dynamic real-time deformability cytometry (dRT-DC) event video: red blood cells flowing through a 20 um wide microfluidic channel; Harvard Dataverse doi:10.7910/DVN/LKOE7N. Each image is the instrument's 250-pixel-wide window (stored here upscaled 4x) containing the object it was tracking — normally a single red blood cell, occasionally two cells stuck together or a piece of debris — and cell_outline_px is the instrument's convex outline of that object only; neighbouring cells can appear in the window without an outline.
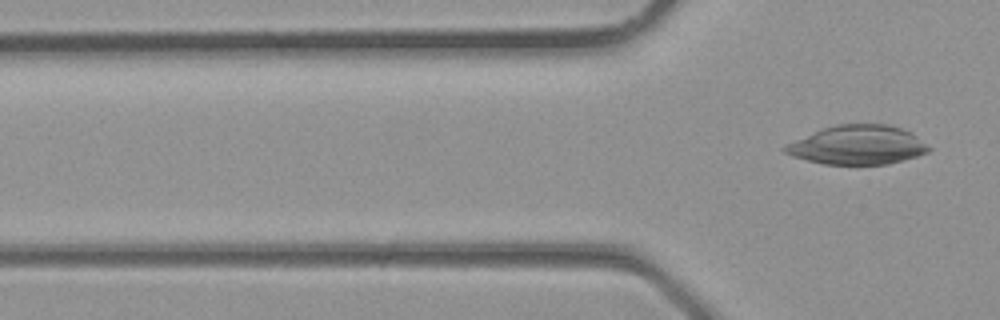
{"species": "common noctule bat (a hibernating species)", "species_latin": "Nyctalus noctula", "temperature_condition": "room temperature", "stored_images_in_passage": 5, "camera_frame_rate_fps": 3000, "um_per_image_px": 0.085, "animal": {"sex": "male", "body_mass_g": 23.1, "forearm_length_mm": 52.7}, "frame": {"image": 1, "passage_image": 5, "time_ms": 1.333, "image_size_px": [1000, 320], "cell_outline_px": [[932, 148], [928, 152], [904, 160], [888, 164], [824, 164], [792, 156], [784, 152], [780, 148], [784, 144], [824, 128], [836, 124], [888, 124], [904, 128], [912, 132]], "centroid_in_image_um": [72.91, 12.32], "position_along_channel_um": 52.9, "area_um2": 32.83}}